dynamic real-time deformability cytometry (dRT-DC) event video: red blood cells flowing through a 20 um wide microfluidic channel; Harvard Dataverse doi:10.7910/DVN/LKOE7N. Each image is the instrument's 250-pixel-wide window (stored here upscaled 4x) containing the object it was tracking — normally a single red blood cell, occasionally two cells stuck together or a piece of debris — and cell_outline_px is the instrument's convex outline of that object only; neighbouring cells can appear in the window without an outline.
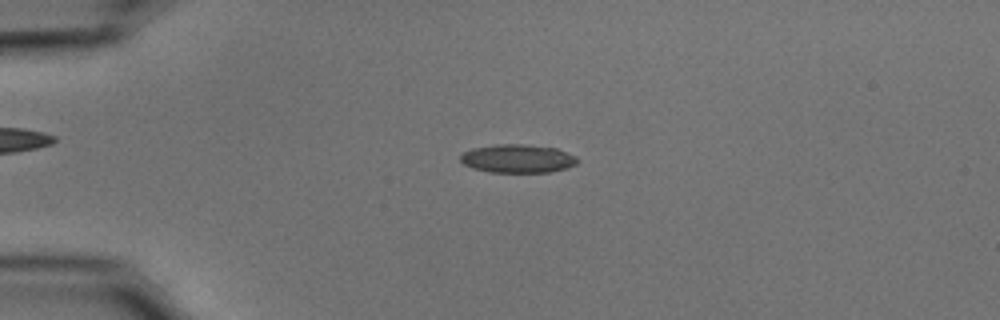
{"species": "common noctule bat (a hibernating species)", "species_latin": "Nyctalus noctula", "temperature_condition": "cold", "stored_images_in_passage": 51, "camera_frame_rate_fps": 3000, "um_per_image_px": 0.085, "animal": {"sex": "male", "body_mass_g": 15.6}, "frame": {"image": 1, "passage_image": 11, "time_ms": 3.333, "image_size_px": [1000, 320], "cell_outline_px": [[580, 160], [576, 164], [568, 168], [548, 172], [488, 172], [472, 168], [464, 164], [460, 160], [460, 156], [464, 152], [472, 148], [496, 144], [528, 144], [556, 148], [576, 156]], "centroid_in_image_um": [44.01, 13.48], "position_along_channel_um": 41.0, "area_um2": 19.54}}
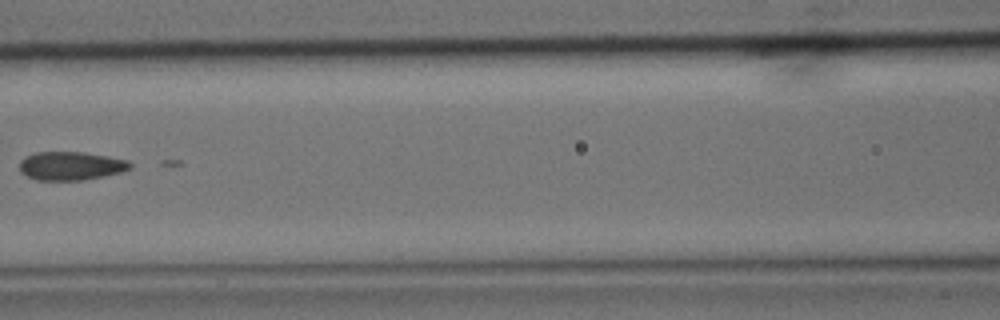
{"frame": {"image": 2, "passage_image": 23, "time_ms": 7.333, "image_size_px": [1000, 320], "cell_outline_px": [[132, 168], [120, 172], [104, 176], [84, 180], [36, 180], [20, 172], [20, 160], [36, 152], [80, 152], [128, 160], [132, 164]], "centroid_in_image_um": [6.02, 14.11], "position_along_channel_um": 160.6, "area_um2": 18.21}}
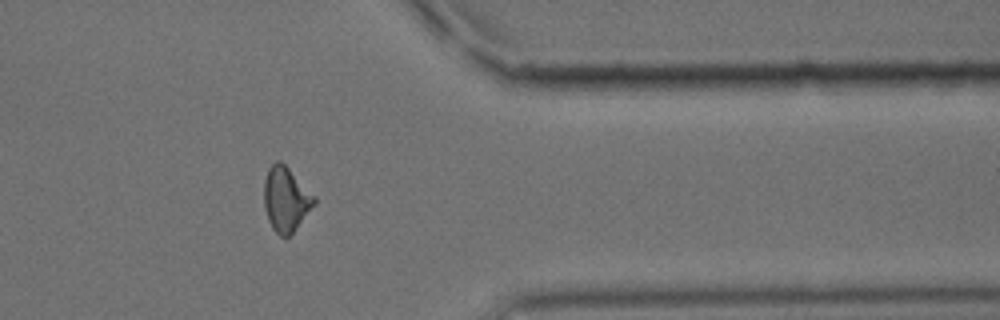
{"frame": {"image": 3, "passage_image": 42, "time_ms": 13.667, "image_size_px": [1000, 320], "cell_outline_px": [[316, 204], [292, 232], [288, 236], [280, 236], [272, 228], [268, 220], [264, 208], [264, 180], [268, 168], [276, 160], [280, 160], [316, 196]], "centroid_in_image_um": [24.29, 16.92], "position_along_channel_um": 387.1, "area_um2": 18.84}}